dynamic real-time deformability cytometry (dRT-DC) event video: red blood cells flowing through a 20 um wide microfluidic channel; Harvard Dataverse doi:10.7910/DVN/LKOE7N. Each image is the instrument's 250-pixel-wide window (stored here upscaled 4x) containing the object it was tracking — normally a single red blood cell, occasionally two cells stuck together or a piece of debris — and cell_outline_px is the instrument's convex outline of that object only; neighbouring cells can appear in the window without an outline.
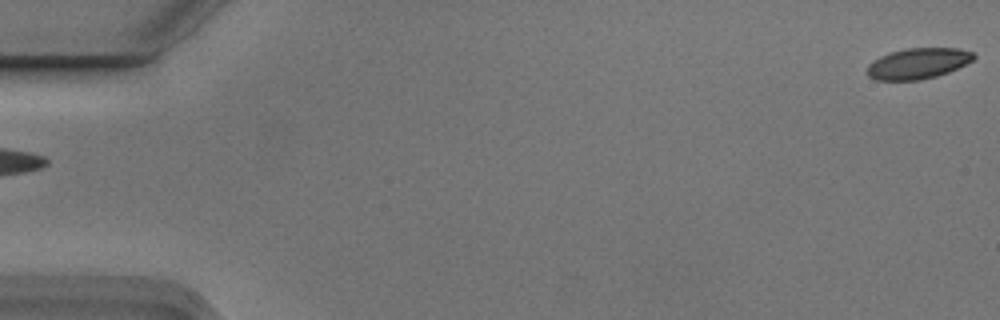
{"species": "Egyptian fruit bat (a non-hibernating species)", "species_latin": "Rousettus aegyptiacus", "temperature_condition": "cold", "stored_images_in_passage": 6, "segment_of_instrument_passage": [2, 2], "camera_frame_rate_fps": 3000, "um_per_image_px": 0.085, "animal": {"sex": "male"}, "frame": {"image": 1, "passage_image": 6, "time_ms": 1.667, "image_size_px": [1000, 320], "cell_outline_px": [[976, 56], [972, 60], [948, 72], [936, 76], [920, 80], [876, 80], [868, 76], [868, 64], [872, 60], [888, 52], [904, 48], [956, 48], [972, 52]], "centroid_in_image_um": [77.98, 5.39], "position_along_channel_um": 7.0, "area_um2": 19.07}}